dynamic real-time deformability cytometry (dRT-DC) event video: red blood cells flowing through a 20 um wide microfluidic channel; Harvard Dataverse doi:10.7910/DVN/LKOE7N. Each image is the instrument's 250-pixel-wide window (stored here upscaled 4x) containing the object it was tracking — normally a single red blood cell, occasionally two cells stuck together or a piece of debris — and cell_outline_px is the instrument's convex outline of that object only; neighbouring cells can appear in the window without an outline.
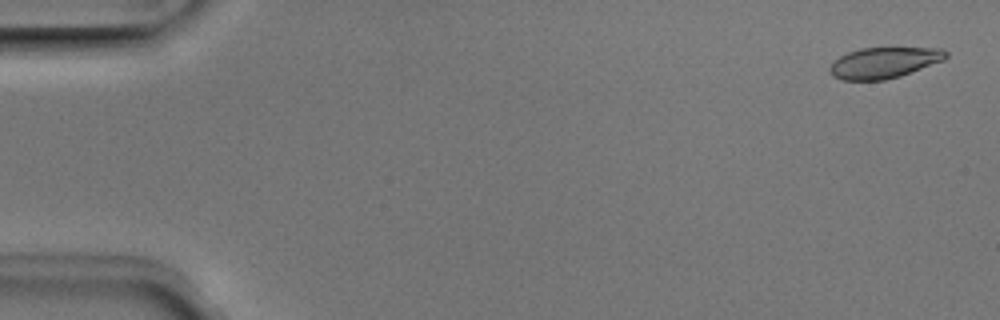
{"species": "Egyptian fruit bat (a non-hibernating species)", "species_latin": "Rousettus aegyptiacus", "temperature_condition": "room temperature", "stored_images_in_passage": 51, "camera_frame_rate_fps": 3000, "um_per_image_px": 0.085, "animal": {"sex": "male"}, "frame": {"image": 1, "passage_image": 2, "time_ms": 0.333, "image_size_px": [1000, 320], "cell_outline_px": [[948, 56], [944, 60], [900, 76], [884, 80], [840, 80], [832, 76], [828, 72], [828, 68], [840, 56], [848, 52], [860, 48], [892, 44], [944, 48], [948, 52]], "centroid_in_image_um": [75.2, 5.26], "position_along_channel_um": 9.8, "area_um2": 22.2}}
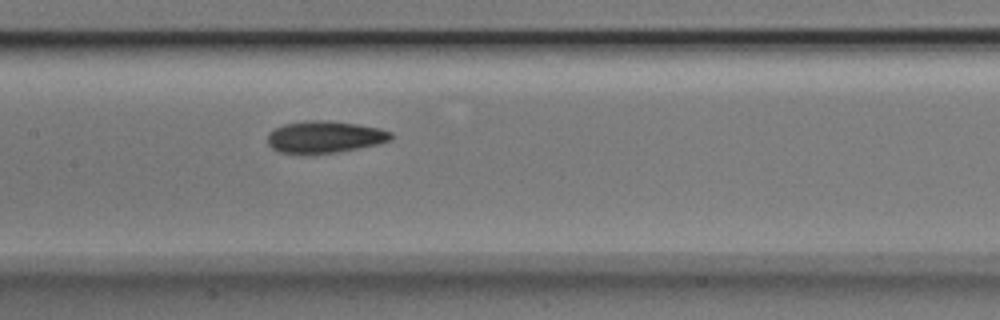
{"frame": {"image": 2, "passage_image": 25, "time_ms": 8.0, "image_size_px": [1000, 320], "cell_outline_px": [[392, 136], [388, 140], [380, 144], [336, 152], [308, 156], [296, 156], [280, 152], [272, 148], [268, 144], [268, 132], [284, 124], [308, 120], [328, 120], [356, 124], [380, 128], [392, 132]], "centroid_in_image_um": [27.54, 11.67], "position_along_channel_um": 179.9, "area_um2": 23.52}}
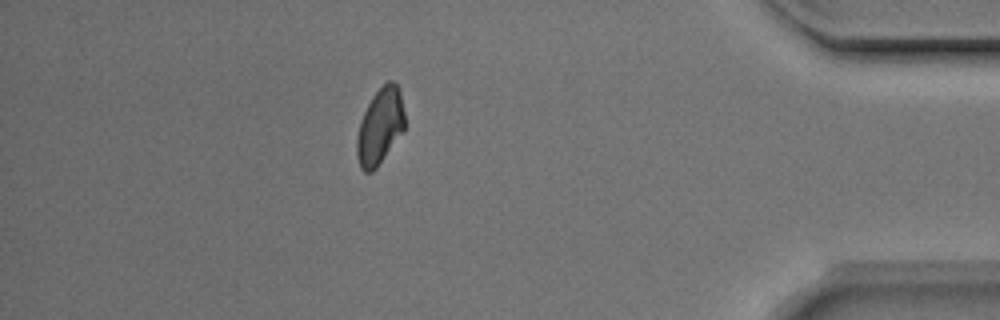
{"frame": {"image": 3, "passage_image": 45, "time_ms": 14.667, "image_size_px": [1000, 320], "cell_outline_px": [[404, 132], [376, 168], [372, 172], [364, 172], [360, 168], [356, 156], [356, 140], [360, 120], [372, 96], [388, 80], [392, 80], [396, 84], [400, 92], [404, 112]], "centroid_in_image_um": [32.29, 10.77], "position_along_channel_um": 402.9, "area_um2": 21.33}, "authors_computed_cell_mechanics": {"area_um2": 21.964, "velocity_mm_per_s": 3.9716, "shape_relaxation_time_tau1_ms": 3.9099, "shape_relaxation_time_tau2_ms": 2.0775, "deformation_change_tau1": 0.1197, "deformation_change_tau2": 0.0617}}